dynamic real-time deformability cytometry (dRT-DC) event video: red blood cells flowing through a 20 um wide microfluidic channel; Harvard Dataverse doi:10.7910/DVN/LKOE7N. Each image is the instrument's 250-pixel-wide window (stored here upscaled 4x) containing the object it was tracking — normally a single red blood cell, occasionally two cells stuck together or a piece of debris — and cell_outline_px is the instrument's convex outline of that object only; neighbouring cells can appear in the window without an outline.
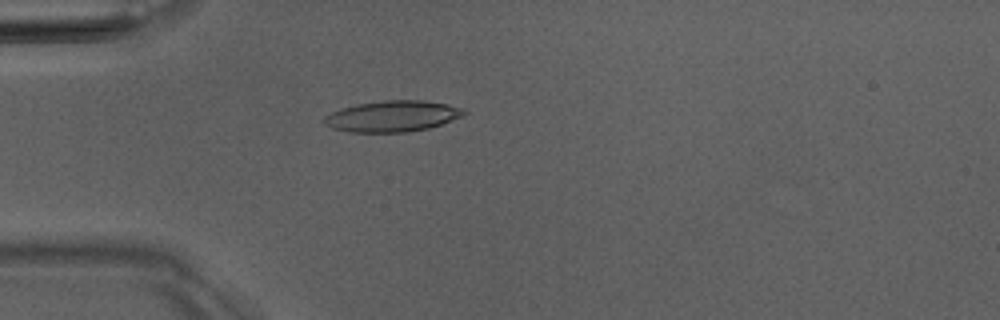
{"species": "Egyptian fruit bat (a non-hibernating species)", "species_latin": "Rousettus aegyptiacus", "temperature_condition": "room temperature", "stored_images_in_passage": 4, "camera_frame_rate_fps": 3000, "um_per_image_px": 0.085, "animal": {"sex": "male"}, "frame": {"image": 1, "passage_image": 4, "time_ms": 4.333, "image_size_px": [1000, 320], "cell_outline_px": [[468, 112], [464, 116], [428, 128], [408, 132], [352, 132], [332, 128], [324, 124], [324, 116], [332, 112], [356, 104], [384, 100], [424, 100], [448, 104], [464, 108]], "centroid_in_image_um": [33.4, 9.87], "position_along_channel_um": 51.6, "area_um2": 25.32}}